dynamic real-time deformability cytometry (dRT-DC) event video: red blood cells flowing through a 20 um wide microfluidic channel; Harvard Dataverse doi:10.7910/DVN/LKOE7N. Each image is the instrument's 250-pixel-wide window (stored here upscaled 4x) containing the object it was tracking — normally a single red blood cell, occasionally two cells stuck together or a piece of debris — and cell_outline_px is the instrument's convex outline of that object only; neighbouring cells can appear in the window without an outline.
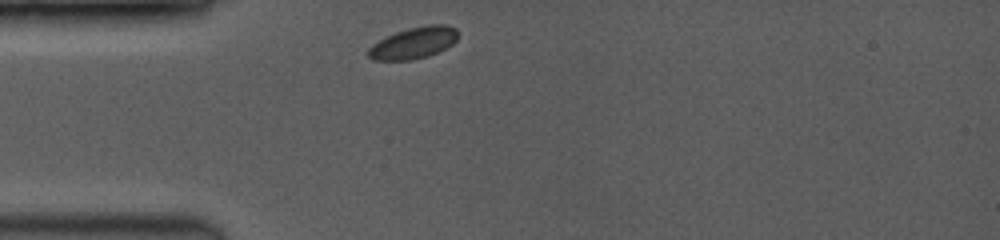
{"species": "common noctule bat (a hibernating species)", "species_latin": "Nyctalus noctula", "temperature_condition": "room temperature", "stored_images_in_passage": 4, "camera_frame_rate_fps": 3500, "um_per_image_px": 0.085, "animal": {"sex": "female", "body_mass_g": 19.0, "forearm_length_mm": 53.3}, "frame": {"image": 1, "passage_image": 1, "time_ms": 0.0, "image_size_px": [1000, 240], "cell_outline_px": [[456, 40], [452, 44], [436, 52], [424, 56], [408, 60], [372, 60], [368, 56], [368, 48], [372, 44], [396, 32], [408, 28], [428, 24], [444, 24], [456, 28]], "centroid_in_image_um": [35.13, 3.63], "position_along_channel_um": 49.9, "area_um2": 16.13}}
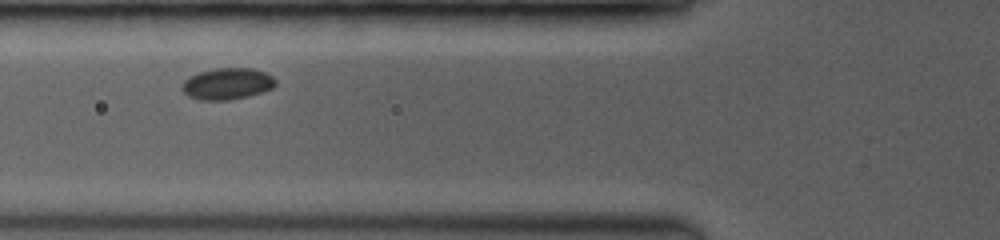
{"frame": {"image": 2, "passage_image": 3, "time_ms": 1.714, "image_size_px": [1000, 240], "cell_outline_px": [[276, 84], [272, 88], [248, 96], [228, 100], [200, 100], [188, 96], [180, 88], [180, 84], [184, 80], [200, 72], [216, 68], [252, 68], [264, 72], [272, 76], [276, 80]], "centroid_in_image_um": [19.29, 7.12], "position_along_channel_um": 106.5, "area_um2": 17.11}}
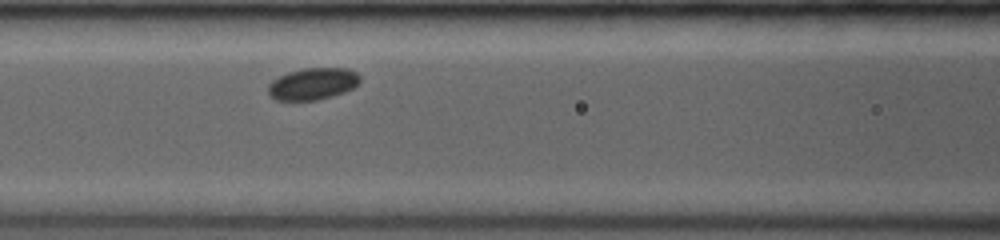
{"frame": {"image": 3, "passage_image": 4, "time_ms": 2.571, "image_size_px": [1000, 240], "cell_outline_px": [[360, 80], [352, 88], [344, 92], [332, 96], [316, 100], [276, 100], [268, 92], [268, 84], [272, 80], [288, 72], [304, 68], [344, 68], [356, 72], [360, 76]], "centroid_in_image_um": [26.57, 7.12], "position_along_channel_um": 140.0, "area_um2": 16.88}}